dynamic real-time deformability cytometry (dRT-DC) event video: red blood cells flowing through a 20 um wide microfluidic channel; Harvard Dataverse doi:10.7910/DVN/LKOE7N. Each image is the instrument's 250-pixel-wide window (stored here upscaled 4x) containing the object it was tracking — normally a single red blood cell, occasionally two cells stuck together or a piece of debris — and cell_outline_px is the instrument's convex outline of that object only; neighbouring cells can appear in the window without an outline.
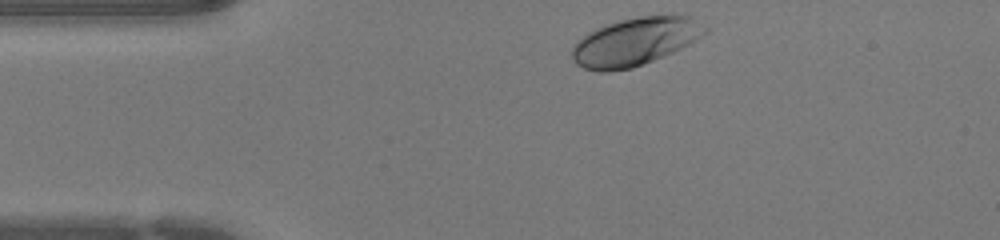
{"species": "human", "species_latin": "Homo sapiens", "temperature_condition": "warm", "stored_images_in_passage": 37, "camera_frame_rate_fps": 3000, "um_per_image_px": 0.085, "donor": {"sex": "female"}, "frame": {"image": 1, "passage_image": 1, "time_ms": 0.0, "image_size_px": [1000, 240], "cell_outline_px": [[708, 32], [688, 44], [672, 52], [644, 64], [632, 68], [612, 72], [600, 72], [584, 68], [576, 64], [572, 56], [572, 48], [576, 40], [588, 32], [596, 28], [620, 20], [640, 16], [688, 16], [708, 28]], "centroid_in_image_um": [53.93, 3.56], "position_along_channel_um": 31.1, "area_um2": 36.88}}
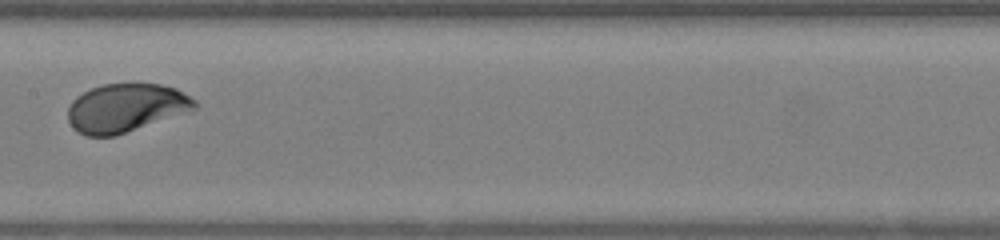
{"frame": {"image": 2, "passage_image": 15, "time_ms": 4.667, "image_size_px": [1000, 240], "cell_outline_px": [[196, 108], [116, 136], [84, 136], [72, 128], [68, 120], [68, 108], [72, 100], [76, 96], [92, 88], [104, 84], [160, 84], [176, 88], [196, 100]], "centroid_in_image_um": [10.65, 9.17], "position_along_channel_um": 196.8, "area_um2": 35.55}}
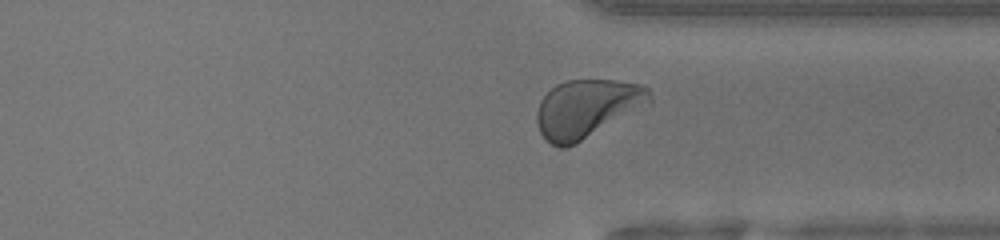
{"frame": {"image": 3, "passage_image": 26, "time_ms": 8.333, "image_size_px": [1000, 240], "cell_outline_px": [[652, 104], [576, 144], [568, 148], [560, 148], [552, 144], [540, 132], [536, 124], [536, 112], [540, 100], [556, 84], [568, 80], [616, 80], [640, 84], [648, 88], [652, 100]], "centroid_in_image_um": [49.92, 9.23], "position_along_channel_um": 361.5, "area_um2": 38.73}}